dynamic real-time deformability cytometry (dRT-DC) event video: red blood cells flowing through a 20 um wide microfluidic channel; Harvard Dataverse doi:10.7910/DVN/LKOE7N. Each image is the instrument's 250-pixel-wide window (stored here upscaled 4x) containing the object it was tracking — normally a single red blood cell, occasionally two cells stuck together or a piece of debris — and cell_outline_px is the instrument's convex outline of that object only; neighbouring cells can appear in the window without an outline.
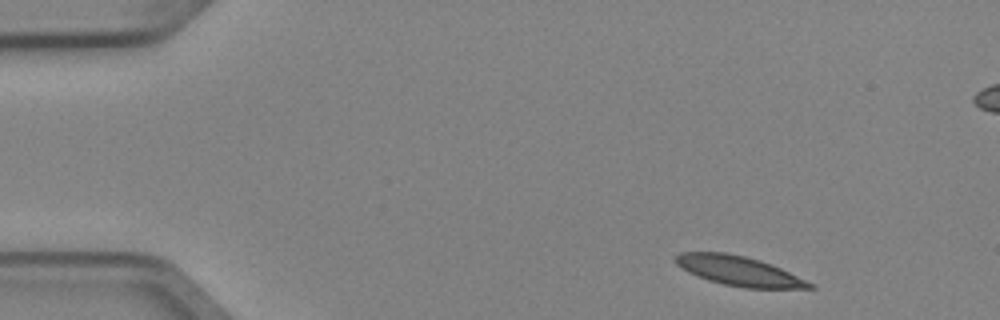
{"species": "Egyptian fruit bat (a non-hibernating species)", "species_latin": "Rousettus aegyptiacus", "temperature_condition": "cold", "stored_images_in_passage": 4, "camera_frame_rate_fps": 3000, "um_per_image_px": 0.085, "animal": {"sex": "female"}, "frame": {"image": 1, "passage_image": 1, "time_ms": 0.0, "image_size_px": [1000, 320], "cell_outline_px": [[816, 288], [744, 288], [724, 284], [708, 280], [688, 272], [676, 264], [676, 256], [680, 252], [724, 252], [744, 256], [760, 260], [780, 268], [816, 284]], "centroid_in_image_um": [62.83, 23.03], "position_along_channel_um": 22.2, "area_um2": 22.95}}